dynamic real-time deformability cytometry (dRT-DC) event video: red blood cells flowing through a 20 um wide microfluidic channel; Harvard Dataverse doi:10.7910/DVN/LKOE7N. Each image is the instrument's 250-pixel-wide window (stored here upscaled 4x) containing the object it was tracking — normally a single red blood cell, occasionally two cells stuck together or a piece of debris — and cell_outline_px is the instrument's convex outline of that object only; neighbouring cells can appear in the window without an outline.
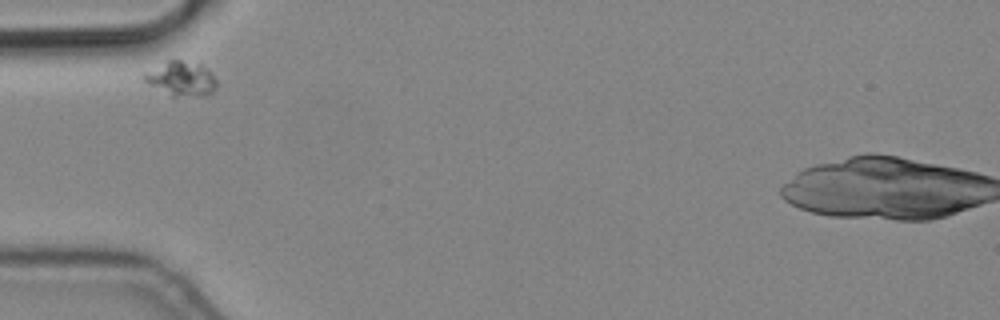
{"species": "common noctule bat (a hibernating species)", "species_latin": "Nyctalus noctula", "temperature_condition": "cold", "stored_images_in_passage": 2, "camera_frame_rate_fps": 3000, "um_per_image_px": 0.085, "animal": {"sex": "male", "body_mass_g": 19.2, "forearm_length_mm": 51.8}, "frame": {"image": 1, "passage_image": 1, "time_ms": 0.0, "image_size_px": [1000, 320], "cell_outline_px": [[216, 88], [212, 92], [204, 96], [172, 96], [144, 80], [140, 76], [168, 60], [180, 60], [200, 64], [208, 68], [212, 72], [216, 80]], "centroid_in_image_um": [15.46, 6.68], "position_along_channel_um": 69.5, "area_um2": 14.33}}